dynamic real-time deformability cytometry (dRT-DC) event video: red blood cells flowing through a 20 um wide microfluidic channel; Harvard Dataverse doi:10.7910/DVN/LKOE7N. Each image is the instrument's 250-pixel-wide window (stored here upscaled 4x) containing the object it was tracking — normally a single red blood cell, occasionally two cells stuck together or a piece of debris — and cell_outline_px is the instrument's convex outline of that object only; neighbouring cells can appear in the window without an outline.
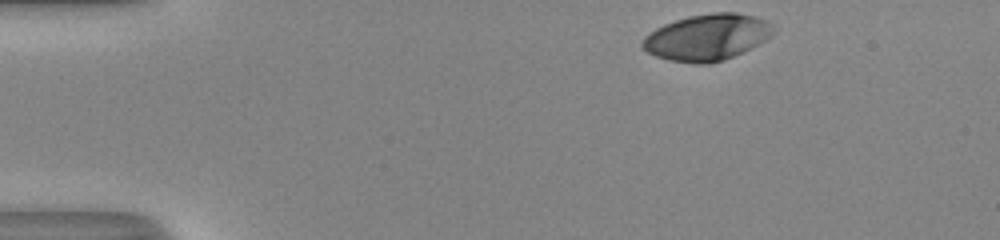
{"species": "human", "species_latin": "Homo sapiens", "temperature_condition": "room temperature", "stored_images_in_passage": 35, "camera_frame_rate_fps": 3000, "um_per_image_px": 0.085, "donor": {"sex": "male"}, "frame": {"image": 1, "passage_image": 1, "time_ms": 0.0, "image_size_px": [1000, 240], "cell_outline_px": [[776, 32], [764, 40], [724, 60], [708, 64], [696, 64], [668, 60], [656, 56], [648, 52], [640, 44], [644, 36], [648, 32], [664, 24], [688, 16], [712, 12], [736, 12], [768, 20], [772, 24]], "centroid_in_image_um": [60.08, 3.16], "position_along_channel_um": 24.9, "area_um2": 35.26}}
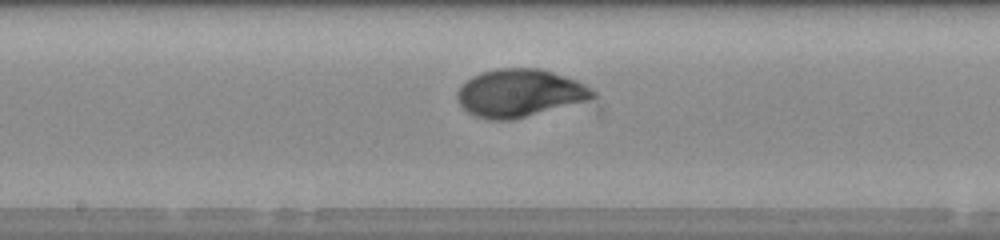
{"frame": {"image": 2, "passage_image": 21, "time_ms": 6.667, "image_size_px": [1000, 240], "cell_outline_px": [[596, 96], [588, 100], [512, 120], [488, 120], [476, 116], [468, 112], [456, 100], [456, 92], [460, 84], [464, 80], [480, 72], [496, 68], [540, 68], [576, 80], [584, 84], [596, 92]], "centroid_in_image_um": [44.11, 7.9], "position_along_channel_um": 204.1, "area_um2": 37.86}}
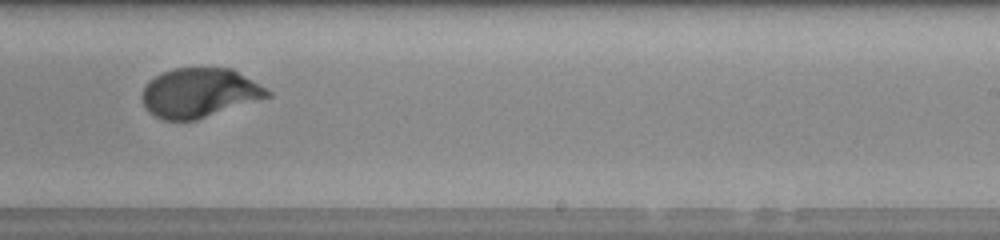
{"frame": {"image": 3, "passage_image": 26, "time_ms": 8.333, "image_size_px": [1000, 240], "cell_outline_px": [[272, 96], [196, 120], [164, 120], [148, 112], [140, 96], [148, 80], [164, 72], [176, 68], [232, 68], [272, 92]], "centroid_in_image_um": [16.94, 7.89], "position_along_channel_um": 272.1, "area_um2": 35.89}, "authors_computed_cell_mechanics": {"area_um2": 36.3562, "velocity_mm_per_s": 4.0915, "shape_relaxation_time_tau1_ms": 3.7305, "shape_relaxation_time_tau2_ms": null, "deformation_change_tau1": 0.2141, "deformation_change_tau2": null}}